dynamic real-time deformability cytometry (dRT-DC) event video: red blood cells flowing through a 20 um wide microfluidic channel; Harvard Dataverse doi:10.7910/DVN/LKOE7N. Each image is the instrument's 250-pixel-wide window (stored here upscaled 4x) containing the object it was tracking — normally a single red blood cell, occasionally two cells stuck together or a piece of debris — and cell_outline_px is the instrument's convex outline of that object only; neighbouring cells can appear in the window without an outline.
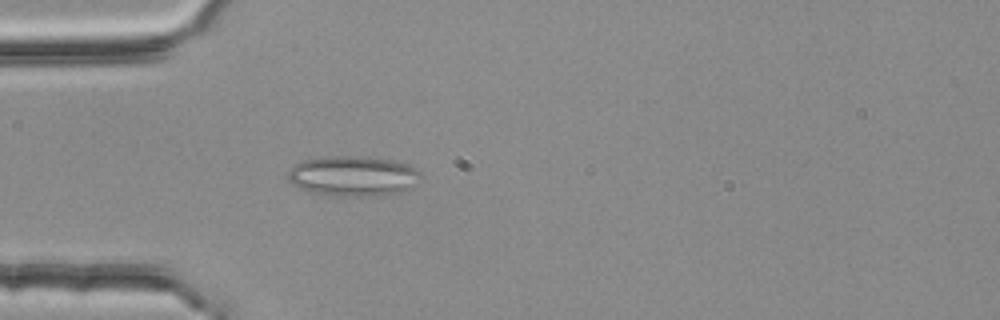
{"species": "common noctule bat (a hibernating species)", "species_latin": "Nyctalus noctula", "temperature_condition": "room temperature", "stored_images_in_passage": 4, "camera_frame_rate_fps": 3000, "um_per_image_px": 0.085, "animal": {"sex": "female", "body_mass_g": 25.1}, "frame": {"image": 1, "passage_image": 4, "time_ms": 1.0, "image_size_px": [1000, 320], "cell_outline_px": [[420, 180], [416, 184], [404, 192], [384, 196], [336, 196], [312, 192], [300, 188], [292, 184], [288, 180], [288, 168], [304, 160], [328, 156], [360, 156], [396, 160], [408, 164], [416, 168], [420, 172]], "centroid_in_image_um": [30.06, 14.97], "position_along_channel_um": 54.9, "area_um2": 31.62}}